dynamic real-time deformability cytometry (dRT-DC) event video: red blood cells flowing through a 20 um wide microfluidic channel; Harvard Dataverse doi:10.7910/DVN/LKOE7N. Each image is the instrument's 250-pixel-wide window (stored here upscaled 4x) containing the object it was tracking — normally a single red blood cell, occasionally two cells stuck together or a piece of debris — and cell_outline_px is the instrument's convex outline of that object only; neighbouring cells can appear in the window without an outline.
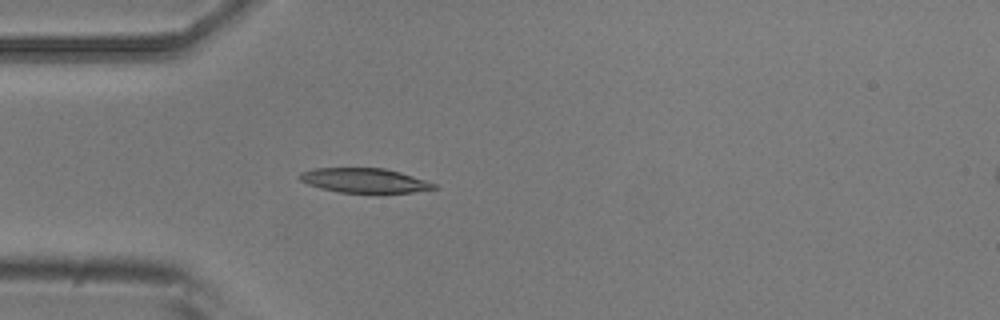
{"species": "common noctule bat (a hibernating species)", "species_latin": "Nyctalus noctula", "temperature_condition": "room temperature", "stored_images_in_passage": 4, "camera_frame_rate_fps": 3000, "um_per_image_px": 0.085, "animal": {"sex": "male", "body_mass_g": 20.5, "forearm_length_mm": 52.5}, "frame": {"image": 1, "passage_image": 4, "time_ms": 1.0, "image_size_px": [1000, 320], "cell_outline_px": [[440, 188], [412, 192], [340, 192], [320, 188], [308, 184], [300, 180], [296, 176], [300, 172], [316, 168], [384, 168], [400, 172], [436, 184]], "centroid_in_image_um": [30.95, 15.33], "position_along_channel_um": 54.1, "area_um2": 19.02}}